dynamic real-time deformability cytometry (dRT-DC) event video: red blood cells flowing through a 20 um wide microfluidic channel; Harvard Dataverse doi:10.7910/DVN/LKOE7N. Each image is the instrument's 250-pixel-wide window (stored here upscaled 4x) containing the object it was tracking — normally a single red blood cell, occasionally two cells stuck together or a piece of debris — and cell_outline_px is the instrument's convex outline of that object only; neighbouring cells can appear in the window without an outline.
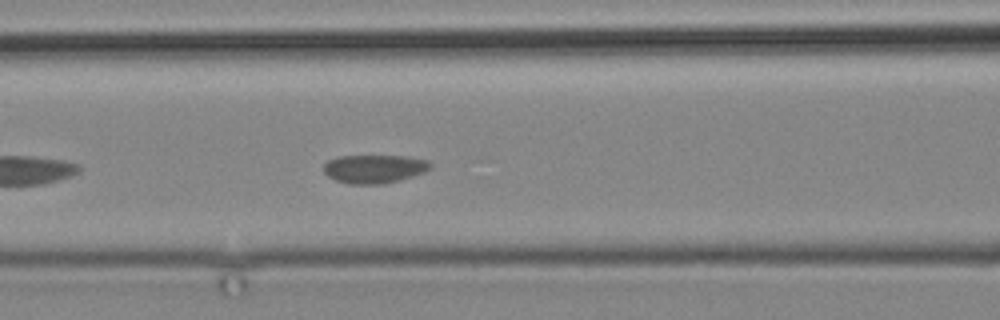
{"species": "common noctule bat (a hibernating species)", "species_latin": "Nyctalus noctula", "temperature_condition": "cold", "stored_images_in_passage": 4, "camera_frame_rate_fps": 3000, "um_per_image_px": 0.085, "animal": {"sex": "male", "body_mass_g": 19.2, "forearm_length_mm": 51.8}, "frame": {"image": 1, "passage_image": 4, "time_ms": 3.333, "image_size_px": [1000, 320], "cell_outline_px": [[432, 168], [424, 172], [400, 180], [384, 184], [352, 184], [336, 180], [328, 176], [324, 172], [324, 164], [328, 160], [340, 156], [404, 156], [428, 160], [432, 164]], "centroid_in_image_um": [31.84, 14.35], "position_along_channel_um": 134.8, "area_um2": 17.69}}